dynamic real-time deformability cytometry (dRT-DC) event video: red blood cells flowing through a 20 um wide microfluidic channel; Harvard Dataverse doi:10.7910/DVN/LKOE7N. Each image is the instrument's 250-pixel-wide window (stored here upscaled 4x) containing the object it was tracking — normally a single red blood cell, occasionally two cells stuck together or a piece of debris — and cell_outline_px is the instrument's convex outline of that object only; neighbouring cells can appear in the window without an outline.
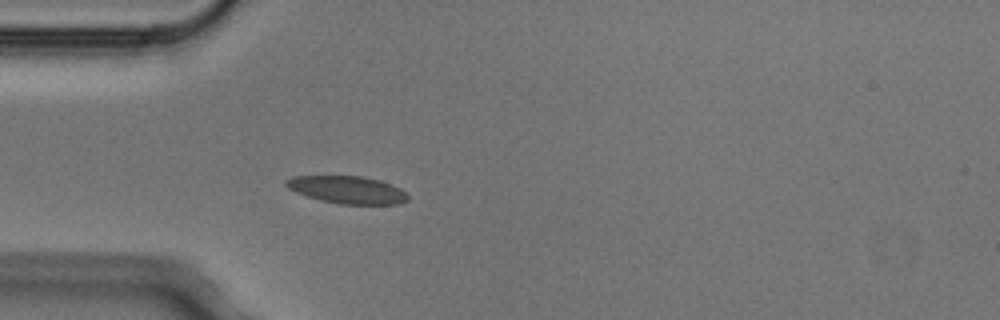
{"species": "Egyptian fruit bat (a non-hibernating species)", "species_latin": "Rousettus aegyptiacus", "temperature_condition": "cold", "stored_images_in_passage": 5, "camera_frame_rate_fps": 3000, "um_per_image_px": 0.085, "animal": {"sex": "male"}, "frame": {"image": 1, "passage_image": 5, "time_ms": 1.333, "image_size_px": [1000, 320], "cell_outline_px": [[408, 200], [400, 204], [340, 204], [320, 200], [296, 192], [288, 188], [284, 184], [284, 180], [292, 176], [364, 176], [380, 180], [400, 188], [408, 196]], "centroid_in_image_um": [29.51, 16.12], "position_along_channel_um": 55.5, "area_um2": 19.54}}